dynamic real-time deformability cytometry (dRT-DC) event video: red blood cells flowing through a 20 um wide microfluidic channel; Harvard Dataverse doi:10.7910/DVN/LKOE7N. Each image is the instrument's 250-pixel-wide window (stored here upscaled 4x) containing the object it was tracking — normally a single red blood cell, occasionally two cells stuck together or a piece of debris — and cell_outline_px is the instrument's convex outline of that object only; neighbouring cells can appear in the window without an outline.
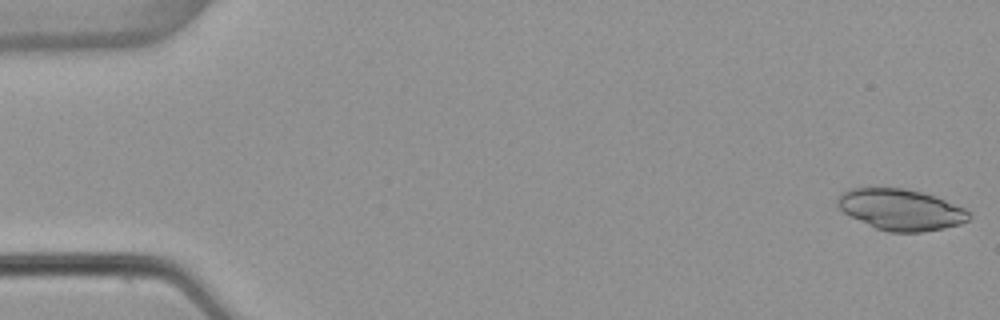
{"species": "common noctule bat (a hibernating species)", "species_latin": "Nyctalus noctula", "temperature_condition": "warm", "stored_images_in_passage": 16, "camera_frame_rate_fps": 3000, "um_per_image_px": 0.085, "animal": {"sex": "female", "body_mass_g": 22.7, "forearm_length_mm": 54.2}, "frame": {"image": 1, "passage_image": 1, "time_ms": 0.0, "image_size_px": [1000, 320], "cell_outline_px": [[972, 216], [968, 220], [960, 224], [944, 228], [920, 232], [888, 232], [876, 228], [844, 212], [836, 204], [836, 200], [840, 192], [848, 188], [904, 188], [924, 192], [936, 196], [964, 208]], "centroid_in_image_um": [76.57, 17.8], "position_along_channel_um": 8.4, "area_um2": 31.5}}
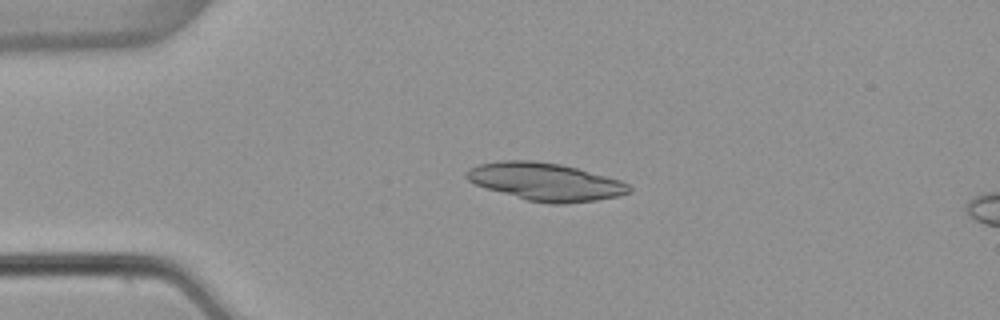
{"frame": {"image": 2, "passage_image": 12, "time_ms": 3.667, "image_size_px": [1000, 320], "cell_outline_px": [[632, 192], [620, 196], [596, 200], [564, 204], [552, 204], [528, 200], [488, 188], [476, 184], [468, 180], [464, 176], [464, 172], [468, 168], [476, 164], [500, 160], [536, 160], [560, 164], [576, 168], [620, 180], [628, 184], [632, 188]], "centroid_in_image_um": [46.36, 15.43], "position_along_channel_um": 38.6, "area_um2": 35.72}}